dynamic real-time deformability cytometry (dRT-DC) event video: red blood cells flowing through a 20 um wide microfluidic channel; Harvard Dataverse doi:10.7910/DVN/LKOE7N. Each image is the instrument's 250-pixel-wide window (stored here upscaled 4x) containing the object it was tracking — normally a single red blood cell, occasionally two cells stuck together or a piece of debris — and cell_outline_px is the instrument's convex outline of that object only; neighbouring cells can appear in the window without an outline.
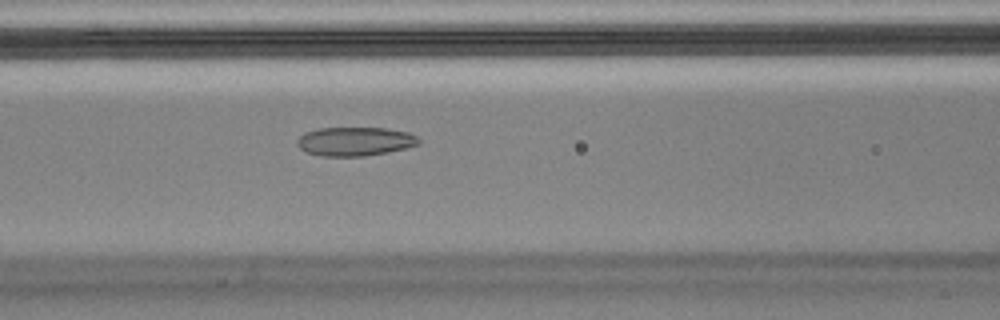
{"species": "Egyptian fruit bat (a non-hibernating species)", "species_latin": "Rousettus aegyptiacus", "temperature_condition": "cold", "stored_images_in_passage": 52, "camera_frame_rate_fps": 3000, "um_per_image_px": 0.085, "animal": {"sex": "male"}, "frame": {"image": 1, "passage_image": 23, "time_ms": 7.333, "image_size_px": [1000, 320], "cell_outline_px": [[420, 144], [388, 152], [364, 156], [320, 156], [304, 152], [296, 144], [296, 140], [304, 132], [320, 128], [388, 128], [408, 132], [416, 136], [420, 140]], "centroid_in_image_um": [30.14, 12.02], "position_along_channel_um": 136.5, "area_um2": 20.58}, "authors_computed_cell_mechanics": {"area_um2": 21.8773, "velocity_mm_per_s": 3.5821, "shape_relaxation_time_tau1_ms": null, "shape_relaxation_time_tau2_ms": 1.7028, "deformation_change_tau1": null, "deformation_change_tau2": 0.0673}}